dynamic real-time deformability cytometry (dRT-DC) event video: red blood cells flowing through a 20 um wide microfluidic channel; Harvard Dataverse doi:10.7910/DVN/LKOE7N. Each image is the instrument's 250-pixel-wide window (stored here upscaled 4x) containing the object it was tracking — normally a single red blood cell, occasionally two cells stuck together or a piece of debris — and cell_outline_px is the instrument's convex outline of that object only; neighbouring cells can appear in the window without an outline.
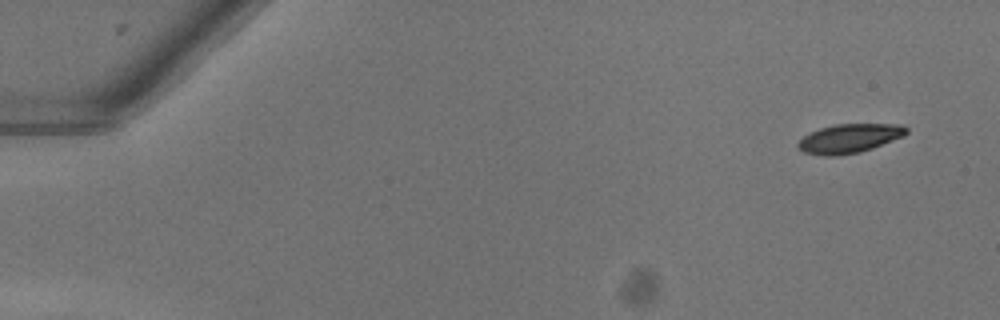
{"species": "common noctule bat (a hibernating species)", "species_latin": "Nyctalus noctula", "temperature_condition": "warm", "stored_images_in_passage": 50, "camera_frame_rate_fps": 3000, "um_per_image_px": 0.085, "animal": {"sex": "female"}, "frame": {"image": 1, "passage_image": 1, "time_ms": 0.0, "image_size_px": [1000, 320], "cell_outline_px": [[908, 132], [904, 136], [872, 148], [860, 152], [836, 156], [824, 156], [804, 152], [796, 144], [804, 136], [820, 128], [836, 124], [904, 124], [908, 128]], "centroid_in_image_um": [72.23, 11.76], "position_along_channel_um": 12.8, "area_um2": 18.26}}
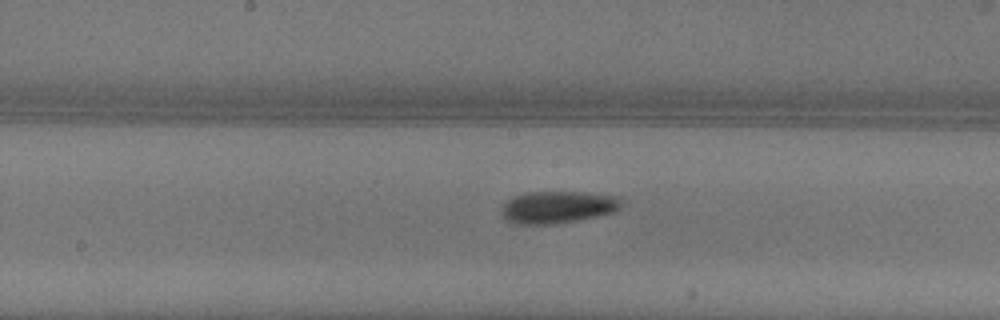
{"frame": {"image": 2, "passage_image": 26, "time_ms": 8.333, "image_size_px": [1000, 320], "cell_outline_px": [[624, 204], [616, 212], [576, 220], [548, 224], [516, 224], [508, 220], [504, 216], [504, 204], [512, 196], [528, 192], [584, 192], [620, 196], [624, 200]], "centroid_in_image_um": [47.51, 17.58], "position_along_channel_um": 200.7, "area_um2": 22.43}}
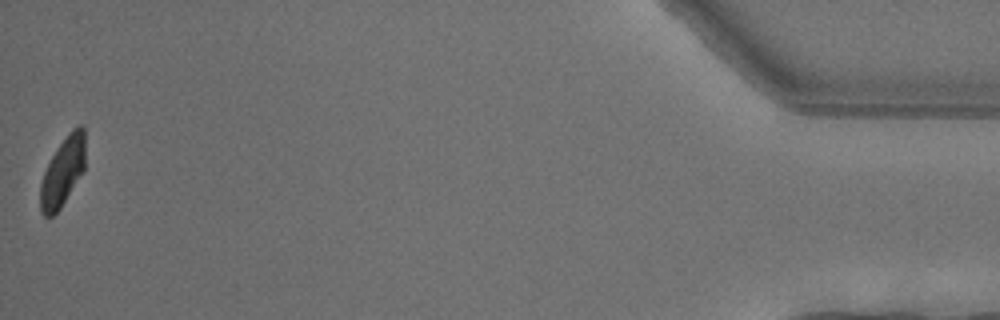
{"frame": {"image": 3, "passage_image": 50, "time_ms": 16.333, "image_size_px": [1000, 320], "cell_outline_px": [[84, 172], [60, 208], [52, 216], [44, 216], [40, 212], [40, 184], [44, 172], [56, 148], [68, 132], [72, 128], [80, 124], [84, 124]], "centroid_in_image_um": [5.34, 14.58], "position_along_channel_um": 429.9, "area_um2": 18.09}, "authors_computed_cell_mechanics": {"area_um2": 20.2589, "velocity_mm_per_s": 4.0302, "shape_relaxation_time_tau1_ms": 2.8303, "shape_relaxation_time_tau2_ms": null, "deformation_change_tau1": 0.1398, "deformation_change_tau2": null}}